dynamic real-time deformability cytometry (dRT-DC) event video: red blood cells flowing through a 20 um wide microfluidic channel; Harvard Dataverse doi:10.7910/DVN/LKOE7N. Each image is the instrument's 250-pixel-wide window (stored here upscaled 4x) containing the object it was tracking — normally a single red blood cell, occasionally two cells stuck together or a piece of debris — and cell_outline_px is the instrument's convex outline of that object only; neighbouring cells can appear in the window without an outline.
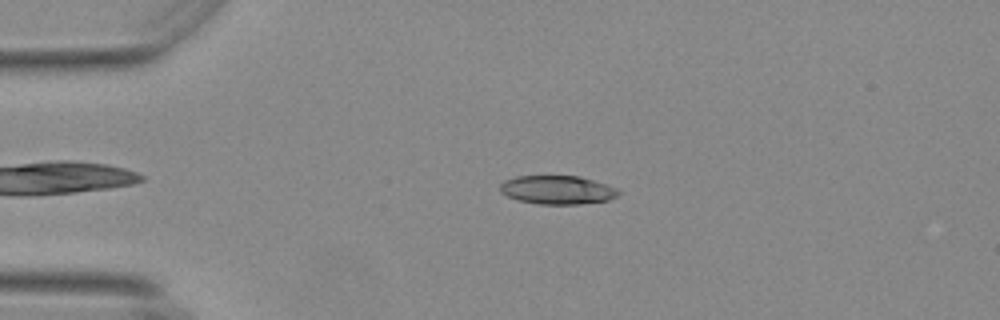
{"species": "Egyptian fruit bat (a non-hibernating species)", "species_latin": "Rousettus aegyptiacus", "temperature_condition": "warm", "stored_images_in_passage": 45, "camera_frame_rate_fps": 3000, "um_per_image_px": 0.085, "animal": {"sex": "female"}, "frame": {"image": 1, "passage_image": 10, "time_ms": 3.0, "image_size_px": [1000, 320], "cell_outline_px": [[620, 192], [616, 196], [608, 200], [580, 204], [540, 204], [516, 200], [500, 192], [500, 184], [504, 180], [516, 176], [580, 176], [616, 188]], "centroid_in_image_um": [47.33, 16.14], "position_along_channel_um": 37.7, "area_um2": 19.65}}
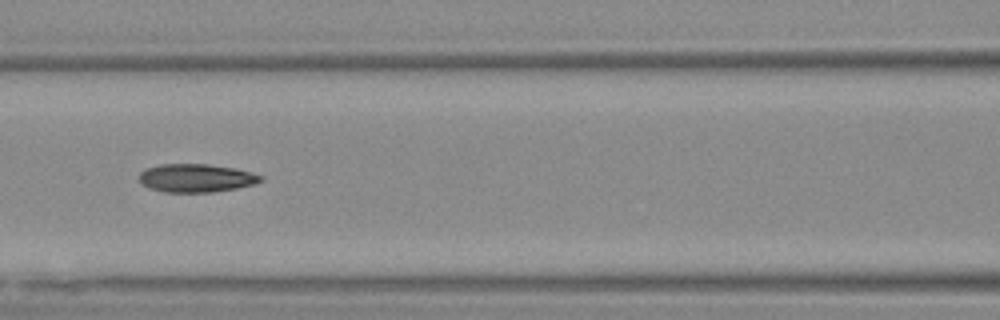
{"frame": {"image": 2, "passage_image": 22, "time_ms": 7.0, "image_size_px": [1000, 320], "cell_outline_px": [[264, 180], [256, 184], [236, 188], [212, 192], [164, 192], [148, 188], [140, 184], [140, 172], [148, 168], [160, 164], [208, 164], [236, 168], [252, 172], [264, 176]], "centroid_in_image_um": [16.71, 15.13], "position_along_channel_um": 149.9, "area_um2": 20.23}}
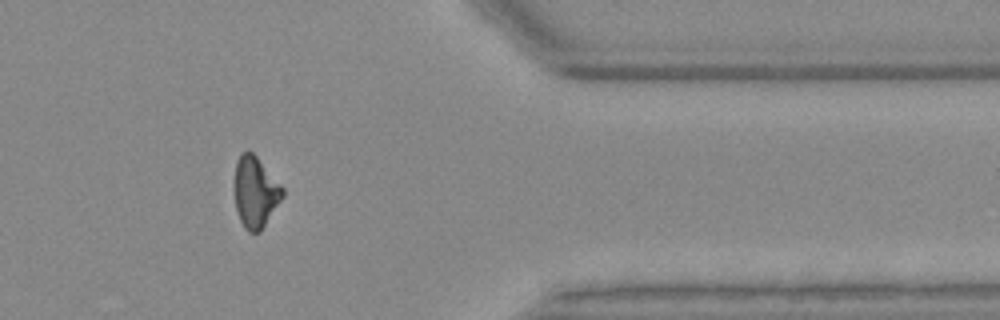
{"frame": {"image": 3, "passage_image": 43, "time_ms": 14.0, "image_size_px": [1000, 320], "cell_outline_px": [[284, 196], [260, 232], [248, 232], [244, 228], [240, 220], [236, 208], [232, 188], [232, 184], [236, 160], [248, 148], [256, 156], [284, 188]], "centroid_in_image_um": [21.67, 16.32], "position_along_channel_um": 389.7, "area_um2": 20.35}, "authors_computed_cell_mechanics": {"area_um2": 20.23, "velocity_mm_per_s": 3.7085, "shape_relaxation_time_tau1_ms": 4.9829, "shape_relaxation_time_tau2_ms": 3.1877, "deformation_change_tau1": 0.1799, "deformation_change_tau2": 0.1124}}